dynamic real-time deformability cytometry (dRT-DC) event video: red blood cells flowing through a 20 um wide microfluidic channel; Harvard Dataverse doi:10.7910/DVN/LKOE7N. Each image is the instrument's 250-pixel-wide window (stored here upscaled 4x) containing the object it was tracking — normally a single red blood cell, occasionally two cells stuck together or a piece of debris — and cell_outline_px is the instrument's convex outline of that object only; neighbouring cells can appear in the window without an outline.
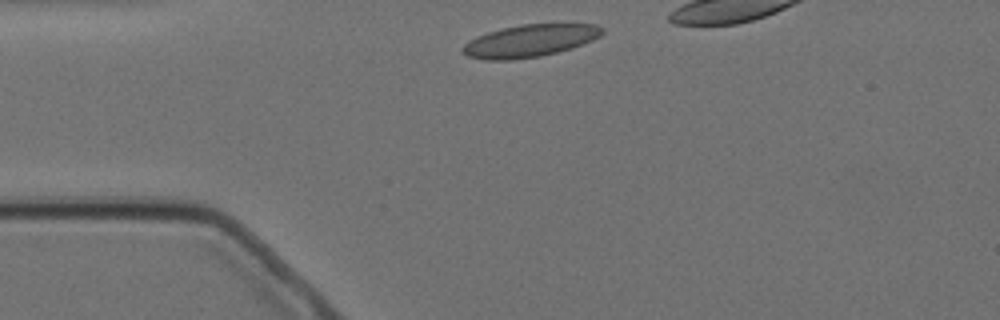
{"species": "Egyptian fruit bat (a non-hibernating species)", "species_latin": "Rousettus aegyptiacus", "temperature_condition": "cold", "stored_images_in_passage": 3, "camera_frame_rate_fps": 3000, "um_per_image_px": 0.085, "animal": {"sex": "female"}, "frame": {"image": 1, "passage_image": 1, "time_ms": 0.0, "image_size_px": [1000, 320], "cell_outline_px": [[604, 32], [600, 36], [584, 44], [572, 48], [540, 56], [512, 60], [484, 60], [468, 56], [460, 52], [460, 48], [468, 40], [476, 36], [488, 32], [520, 24], [596, 24], [604, 28]], "centroid_in_image_um": [45.01, 3.47], "position_along_channel_um": 40.0, "area_um2": 26.47}}